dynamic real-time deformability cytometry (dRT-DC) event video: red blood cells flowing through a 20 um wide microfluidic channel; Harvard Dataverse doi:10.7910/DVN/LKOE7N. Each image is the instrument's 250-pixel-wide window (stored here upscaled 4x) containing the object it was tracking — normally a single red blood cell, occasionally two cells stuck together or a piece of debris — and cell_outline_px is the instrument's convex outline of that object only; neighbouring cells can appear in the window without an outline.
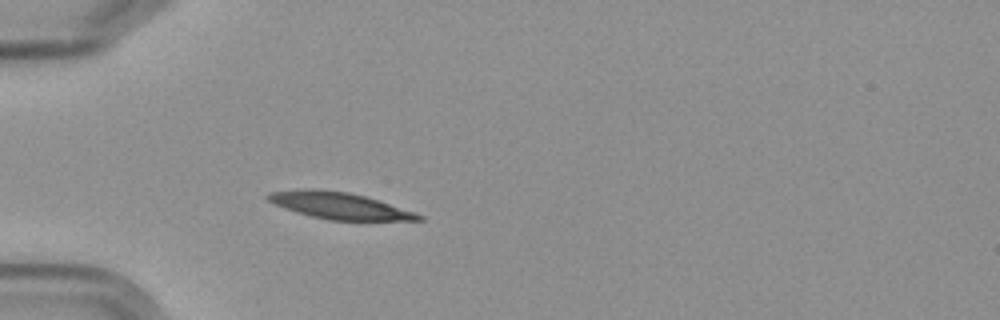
{"species": "Egyptian fruit bat (a non-hibernating species)", "species_latin": "Rousettus aegyptiacus", "temperature_condition": "cold", "stored_images_in_passage": 3, "camera_frame_rate_fps": 3000, "um_per_image_px": 0.085, "frame": {"image": 1, "passage_image": 3, "time_ms": 2.333, "image_size_px": [1000, 320], "cell_outline_px": [[424, 220], [328, 220], [296, 212], [284, 208], [268, 200], [264, 196], [268, 192], [304, 188], [312, 188], [348, 192], [364, 196], [424, 216]], "centroid_in_image_um": [28.75, 17.47], "position_along_channel_um": 56.3, "area_um2": 23.0}}